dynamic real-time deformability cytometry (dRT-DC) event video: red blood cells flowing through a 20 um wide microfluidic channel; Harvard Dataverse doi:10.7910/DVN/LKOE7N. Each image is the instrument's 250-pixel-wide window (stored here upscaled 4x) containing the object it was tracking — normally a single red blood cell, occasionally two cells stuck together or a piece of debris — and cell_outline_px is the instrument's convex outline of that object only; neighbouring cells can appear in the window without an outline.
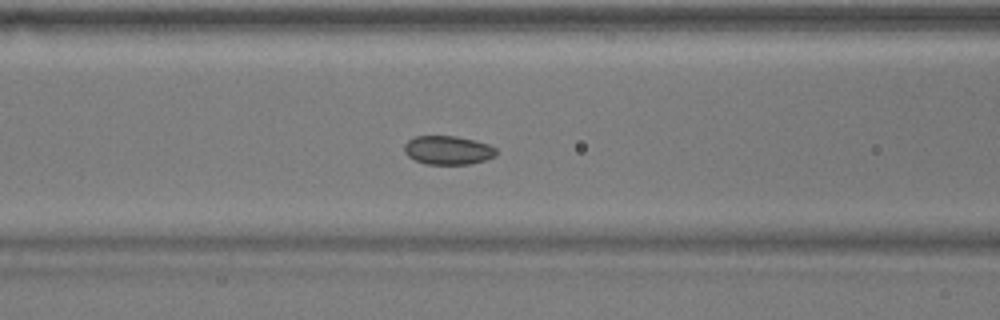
{"species": "common noctule bat (a hibernating species)", "species_latin": "Nyctalus noctula", "temperature_condition": "warm", "stored_images_in_passage": 39, "camera_frame_rate_fps": 3000, "um_per_image_px": 0.085, "animal": {"sex": "male", "body_mass_g": 17.9}, "frame": {"image": 1, "passage_image": 6, "time_ms": 1.667, "image_size_px": [1000, 320], "cell_outline_px": [[496, 156], [472, 164], [424, 164], [408, 156], [404, 152], [404, 144], [408, 140], [416, 136], [456, 136], [488, 144], [496, 148]], "centroid_in_image_um": [38.06, 12.77], "position_along_channel_um": 128.5, "area_um2": 15.37}}
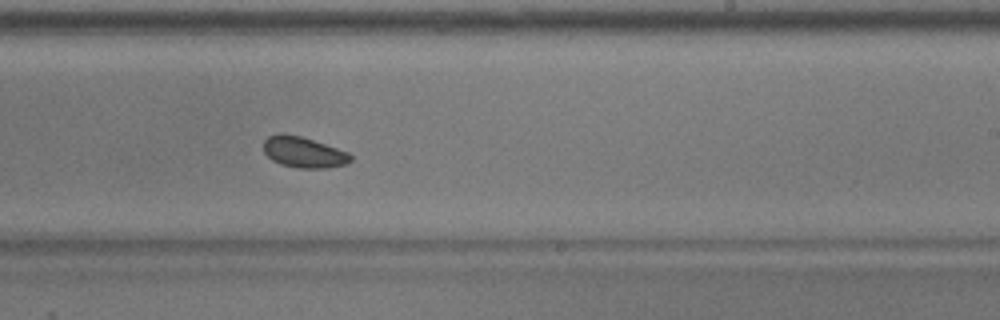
{"frame": {"image": 2, "passage_image": 17, "time_ms": 5.333, "image_size_px": [1000, 320], "cell_outline_px": [[352, 160], [348, 164], [328, 168], [300, 168], [280, 164], [272, 160], [264, 152], [264, 140], [268, 136], [280, 132], [284, 132], [300, 136], [348, 152], [352, 156]], "centroid_in_image_um": [25.8, 12.94], "position_along_channel_um": 263.2, "area_um2": 15.72}, "authors_computed_cell_mechanics": {"area_um2": 15.7216, "velocity_mm_per_s": 3.6792, "shape_relaxation_time_tau1_ms": null, "shape_relaxation_time_tau2_ms": 5.5905, "deformation_change_tau1": null, "deformation_change_tau2": 0.0703}}